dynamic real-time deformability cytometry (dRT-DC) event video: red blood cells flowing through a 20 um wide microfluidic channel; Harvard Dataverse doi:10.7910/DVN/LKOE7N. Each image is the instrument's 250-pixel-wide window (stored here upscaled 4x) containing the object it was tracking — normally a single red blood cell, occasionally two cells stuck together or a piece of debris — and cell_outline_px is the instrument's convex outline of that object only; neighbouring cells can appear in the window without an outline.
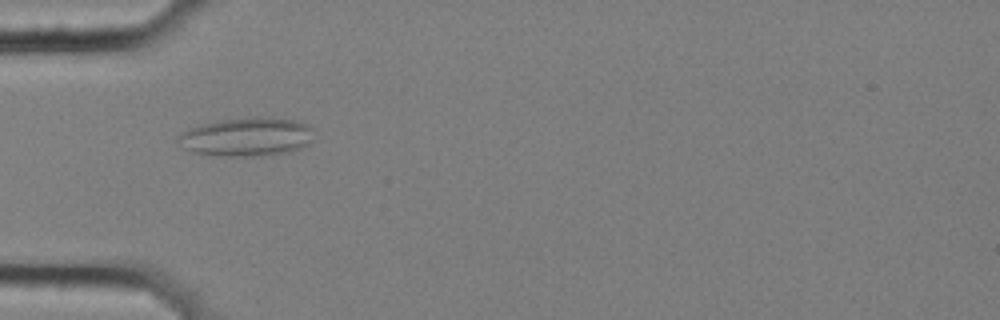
{"species": "common noctule bat (a hibernating species)", "species_latin": "Nyctalus noctula", "temperature_condition": "cold", "stored_images_in_passage": 2, "camera_frame_rate_fps": 3000, "um_per_image_px": 0.085, "animal": {"sex": "female", "body_mass_g": 25.1}, "frame": {"image": 1, "passage_image": 1, "time_ms": 0.0, "image_size_px": [1000, 320], "cell_outline_px": [[316, 128], [312, 140], [308, 144], [288, 152], [252, 156], [232, 156], [192, 152], [184, 148], [176, 140], [176, 136], [188, 128], [220, 120], [252, 116], [292, 120], [308, 124]], "centroid_in_image_um": [20.98, 11.62], "position_along_channel_um": 64.0, "area_um2": 30.58}}